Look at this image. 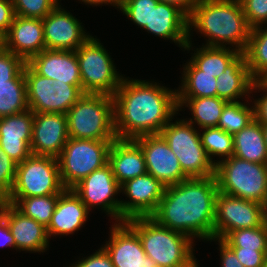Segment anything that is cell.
Here are the masks:
<instances>
[{
	"label": "cell",
	"mask_w": 267,
	"mask_h": 267,
	"mask_svg": "<svg viewBox=\"0 0 267 267\" xmlns=\"http://www.w3.org/2000/svg\"><path fill=\"white\" fill-rule=\"evenodd\" d=\"M117 139L159 134L179 111L177 89L145 80L123 78L113 95Z\"/></svg>",
	"instance_id": "obj_1"
},
{
	"label": "cell",
	"mask_w": 267,
	"mask_h": 267,
	"mask_svg": "<svg viewBox=\"0 0 267 267\" xmlns=\"http://www.w3.org/2000/svg\"><path fill=\"white\" fill-rule=\"evenodd\" d=\"M218 184L215 175L191 177L167 186L151 216L159 225L193 238H214Z\"/></svg>",
	"instance_id": "obj_2"
},
{
	"label": "cell",
	"mask_w": 267,
	"mask_h": 267,
	"mask_svg": "<svg viewBox=\"0 0 267 267\" xmlns=\"http://www.w3.org/2000/svg\"><path fill=\"white\" fill-rule=\"evenodd\" d=\"M188 27L189 37L193 27L208 38L205 46L228 44L240 53L245 52L251 32L240 0H197Z\"/></svg>",
	"instance_id": "obj_3"
},
{
	"label": "cell",
	"mask_w": 267,
	"mask_h": 267,
	"mask_svg": "<svg viewBox=\"0 0 267 267\" xmlns=\"http://www.w3.org/2000/svg\"><path fill=\"white\" fill-rule=\"evenodd\" d=\"M139 236L145 254L159 267H198L193 240L178 231L159 225L151 217L125 221Z\"/></svg>",
	"instance_id": "obj_4"
},
{
	"label": "cell",
	"mask_w": 267,
	"mask_h": 267,
	"mask_svg": "<svg viewBox=\"0 0 267 267\" xmlns=\"http://www.w3.org/2000/svg\"><path fill=\"white\" fill-rule=\"evenodd\" d=\"M70 138L116 140L114 100L106 94L84 93L66 113Z\"/></svg>",
	"instance_id": "obj_5"
},
{
	"label": "cell",
	"mask_w": 267,
	"mask_h": 267,
	"mask_svg": "<svg viewBox=\"0 0 267 267\" xmlns=\"http://www.w3.org/2000/svg\"><path fill=\"white\" fill-rule=\"evenodd\" d=\"M218 191L263 204L267 197V164L253 163L236 156L215 165Z\"/></svg>",
	"instance_id": "obj_6"
},
{
	"label": "cell",
	"mask_w": 267,
	"mask_h": 267,
	"mask_svg": "<svg viewBox=\"0 0 267 267\" xmlns=\"http://www.w3.org/2000/svg\"><path fill=\"white\" fill-rule=\"evenodd\" d=\"M187 120L170 122L160 131L171 151L179 160L181 169L189 177L215 175V164L202 145L200 133Z\"/></svg>",
	"instance_id": "obj_7"
},
{
	"label": "cell",
	"mask_w": 267,
	"mask_h": 267,
	"mask_svg": "<svg viewBox=\"0 0 267 267\" xmlns=\"http://www.w3.org/2000/svg\"><path fill=\"white\" fill-rule=\"evenodd\" d=\"M114 140L68 138L57 157L62 185L72 189L83 178L108 163V153Z\"/></svg>",
	"instance_id": "obj_8"
},
{
	"label": "cell",
	"mask_w": 267,
	"mask_h": 267,
	"mask_svg": "<svg viewBox=\"0 0 267 267\" xmlns=\"http://www.w3.org/2000/svg\"><path fill=\"white\" fill-rule=\"evenodd\" d=\"M75 52L84 93L113 96L124 77L118 74L111 56L99 40L91 36Z\"/></svg>",
	"instance_id": "obj_9"
},
{
	"label": "cell",
	"mask_w": 267,
	"mask_h": 267,
	"mask_svg": "<svg viewBox=\"0 0 267 267\" xmlns=\"http://www.w3.org/2000/svg\"><path fill=\"white\" fill-rule=\"evenodd\" d=\"M64 190L57 158L31 155L17 164L13 187L7 198L54 195Z\"/></svg>",
	"instance_id": "obj_10"
},
{
	"label": "cell",
	"mask_w": 267,
	"mask_h": 267,
	"mask_svg": "<svg viewBox=\"0 0 267 267\" xmlns=\"http://www.w3.org/2000/svg\"><path fill=\"white\" fill-rule=\"evenodd\" d=\"M27 102L33 112L63 113L84 95L82 87L40 76L27 63L24 66Z\"/></svg>",
	"instance_id": "obj_11"
},
{
	"label": "cell",
	"mask_w": 267,
	"mask_h": 267,
	"mask_svg": "<svg viewBox=\"0 0 267 267\" xmlns=\"http://www.w3.org/2000/svg\"><path fill=\"white\" fill-rule=\"evenodd\" d=\"M262 224V204L218 192L214 239H223L233 230L255 228Z\"/></svg>",
	"instance_id": "obj_12"
},
{
	"label": "cell",
	"mask_w": 267,
	"mask_h": 267,
	"mask_svg": "<svg viewBox=\"0 0 267 267\" xmlns=\"http://www.w3.org/2000/svg\"><path fill=\"white\" fill-rule=\"evenodd\" d=\"M72 189L89 210L99 206L107 215L117 219L115 222H121V201L114 198L121 193L120 184L109 163L83 178Z\"/></svg>",
	"instance_id": "obj_13"
},
{
	"label": "cell",
	"mask_w": 267,
	"mask_h": 267,
	"mask_svg": "<svg viewBox=\"0 0 267 267\" xmlns=\"http://www.w3.org/2000/svg\"><path fill=\"white\" fill-rule=\"evenodd\" d=\"M166 186L153 175L146 173L120 185L130 201L121 200V222L136 217H151L158 208Z\"/></svg>",
	"instance_id": "obj_14"
},
{
	"label": "cell",
	"mask_w": 267,
	"mask_h": 267,
	"mask_svg": "<svg viewBox=\"0 0 267 267\" xmlns=\"http://www.w3.org/2000/svg\"><path fill=\"white\" fill-rule=\"evenodd\" d=\"M142 149L147 173L163 185H176L189 177L181 169L176 155L160 134L142 135L133 139Z\"/></svg>",
	"instance_id": "obj_15"
},
{
	"label": "cell",
	"mask_w": 267,
	"mask_h": 267,
	"mask_svg": "<svg viewBox=\"0 0 267 267\" xmlns=\"http://www.w3.org/2000/svg\"><path fill=\"white\" fill-rule=\"evenodd\" d=\"M46 49L76 51L91 35L60 3L42 19Z\"/></svg>",
	"instance_id": "obj_16"
},
{
	"label": "cell",
	"mask_w": 267,
	"mask_h": 267,
	"mask_svg": "<svg viewBox=\"0 0 267 267\" xmlns=\"http://www.w3.org/2000/svg\"><path fill=\"white\" fill-rule=\"evenodd\" d=\"M68 138L66 114L34 112L30 145L32 155L57 158Z\"/></svg>",
	"instance_id": "obj_17"
},
{
	"label": "cell",
	"mask_w": 267,
	"mask_h": 267,
	"mask_svg": "<svg viewBox=\"0 0 267 267\" xmlns=\"http://www.w3.org/2000/svg\"><path fill=\"white\" fill-rule=\"evenodd\" d=\"M110 238L102 246L114 267H159L145 254L138 234L124 221L114 223Z\"/></svg>",
	"instance_id": "obj_18"
},
{
	"label": "cell",
	"mask_w": 267,
	"mask_h": 267,
	"mask_svg": "<svg viewBox=\"0 0 267 267\" xmlns=\"http://www.w3.org/2000/svg\"><path fill=\"white\" fill-rule=\"evenodd\" d=\"M0 44L27 63L33 56L46 49L42 20L15 15Z\"/></svg>",
	"instance_id": "obj_19"
},
{
	"label": "cell",
	"mask_w": 267,
	"mask_h": 267,
	"mask_svg": "<svg viewBox=\"0 0 267 267\" xmlns=\"http://www.w3.org/2000/svg\"><path fill=\"white\" fill-rule=\"evenodd\" d=\"M0 213L5 217L7 226L14 237L16 250L45 252L49 237L47 228L25 216L14 205L0 201Z\"/></svg>",
	"instance_id": "obj_20"
},
{
	"label": "cell",
	"mask_w": 267,
	"mask_h": 267,
	"mask_svg": "<svg viewBox=\"0 0 267 267\" xmlns=\"http://www.w3.org/2000/svg\"><path fill=\"white\" fill-rule=\"evenodd\" d=\"M33 120L34 112L30 109L0 118V146L17 164L32 155Z\"/></svg>",
	"instance_id": "obj_21"
},
{
	"label": "cell",
	"mask_w": 267,
	"mask_h": 267,
	"mask_svg": "<svg viewBox=\"0 0 267 267\" xmlns=\"http://www.w3.org/2000/svg\"><path fill=\"white\" fill-rule=\"evenodd\" d=\"M27 64L40 76L48 77L56 83L82 87L75 51L45 49L33 56Z\"/></svg>",
	"instance_id": "obj_22"
},
{
	"label": "cell",
	"mask_w": 267,
	"mask_h": 267,
	"mask_svg": "<svg viewBox=\"0 0 267 267\" xmlns=\"http://www.w3.org/2000/svg\"><path fill=\"white\" fill-rule=\"evenodd\" d=\"M148 33L160 38L170 39L184 50H190L188 17L177 7L158 2L151 10L150 27H144Z\"/></svg>",
	"instance_id": "obj_23"
},
{
	"label": "cell",
	"mask_w": 267,
	"mask_h": 267,
	"mask_svg": "<svg viewBox=\"0 0 267 267\" xmlns=\"http://www.w3.org/2000/svg\"><path fill=\"white\" fill-rule=\"evenodd\" d=\"M89 212L90 210L73 189H65L59 195L51 222L47 227L48 237L73 234L87 221Z\"/></svg>",
	"instance_id": "obj_24"
},
{
	"label": "cell",
	"mask_w": 267,
	"mask_h": 267,
	"mask_svg": "<svg viewBox=\"0 0 267 267\" xmlns=\"http://www.w3.org/2000/svg\"><path fill=\"white\" fill-rule=\"evenodd\" d=\"M108 163L120 185L147 173L144 153L133 139L114 140L109 149Z\"/></svg>",
	"instance_id": "obj_25"
},
{
	"label": "cell",
	"mask_w": 267,
	"mask_h": 267,
	"mask_svg": "<svg viewBox=\"0 0 267 267\" xmlns=\"http://www.w3.org/2000/svg\"><path fill=\"white\" fill-rule=\"evenodd\" d=\"M216 80L217 97L227 102H236L241 96H249L248 94L253 92L255 81L250 74L244 53H240L229 63Z\"/></svg>",
	"instance_id": "obj_26"
},
{
	"label": "cell",
	"mask_w": 267,
	"mask_h": 267,
	"mask_svg": "<svg viewBox=\"0 0 267 267\" xmlns=\"http://www.w3.org/2000/svg\"><path fill=\"white\" fill-rule=\"evenodd\" d=\"M233 142V156L253 163L267 164V146L264 141L263 124L256 119L234 134Z\"/></svg>",
	"instance_id": "obj_27"
},
{
	"label": "cell",
	"mask_w": 267,
	"mask_h": 267,
	"mask_svg": "<svg viewBox=\"0 0 267 267\" xmlns=\"http://www.w3.org/2000/svg\"><path fill=\"white\" fill-rule=\"evenodd\" d=\"M227 101L215 97L200 98H177L179 110L185 105L189 107L192 118L189 123L196 124L202 129L206 127H217L222 110Z\"/></svg>",
	"instance_id": "obj_28"
},
{
	"label": "cell",
	"mask_w": 267,
	"mask_h": 267,
	"mask_svg": "<svg viewBox=\"0 0 267 267\" xmlns=\"http://www.w3.org/2000/svg\"><path fill=\"white\" fill-rule=\"evenodd\" d=\"M181 85L177 90V98H200L217 96V80L199 70L190 60L183 67Z\"/></svg>",
	"instance_id": "obj_29"
},
{
	"label": "cell",
	"mask_w": 267,
	"mask_h": 267,
	"mask_svg": "<svg viewBox=\"0 0 267 267\" xmlns=\"http://www.w3.org/2000/svg\"><path fill=\"white\" fill-rule=\"evenodd\" d=\"M29 109L24 68L12 79L0 83V118Z\"/></svg>",
	"instance_id": "obj_30"
},
{
	"label": "cell",
	"mask_w": 267,
	"mask_h": 267,
	"mask_svg": "<svg viewBox=\"0 0 267 267\" xmlns=\"http://www.w3.org/2000/svg\"><path fill=\"white\" fill-rule=\"evenodd\" d=\"M203 47L196 48L194 55L190 58L191 62L199 69L213 75L215 78L220 76L227 65L231 63L240 52L235 48L228 47Z\"/></svg>",
	"instance_id": "obj_31"
},
{
	"label": "cell",
	"mask_w": 267,
	"mask_h": 267,
	"mask_svg": "<svg viewBox=\"0 0 267 267\" xmlns=\"http://www.w3.org/2000/svg\"><path fill=\"white\" fill-rule=\"evenodd\" d=\"M59 195L60 194L28 198H6L4 201L14 205L25 216L34 219L47 228L51 222Z\"/></svg>",
	"instance_id": "obj_32"
},
{
	"label": "cell",
	"mask_w": 267,
	"mask_h": 267,
	"mask_svg": "<svg viewBox=\"0 0 267 267\" xmlns=\"http://www.w3.org/2000/svg\"><path fill=\"white\" fill-rule=\"evenodd\" d=\"M251 29L248 45L244 52L250 74L255 80L267 70V27Z\"/></svg>",
	"instance_id": "obj_33"
},
{
	"label": "cell",
	"mask_w": 267,
	"mask_h": 267,
	"mask_svg": "<svg viewBox=\"0 0 267 267\" xmlns=\"http://www.w3.org/2000/svg\"><path fill=\"white\" fill-rule=\"evenodd\" d=\"M254 119V105L249 108L245 102H227L222 110L217 127L228 134L234 135Z\"/></svg>",
	"instance_id": "obj_34"
},
{
	"label": "cell",
	"mask_w": 267,
	"mask_h": 267,
	"mask_svg": "<svg viewBox=\"0 0 267 267\" xmlns=\"http://www.w3.org/2000/svg\"><path fill=\"white\" fill-rule=\"evenodd\" d=\"M200 138L204 149L210 160L216 165L212 156L222 157L221 159L230 158L234 154L233 135L228 134L218 127L202 128ZM224 157V158H223Z\"/></svg>",
	"instance_id": "obj_35"
},
{
	"label": "cell",
	"mask_w": 267,
	"mask_h": 267,
	"mask_svg": "<svg viewBox=\"0 0 267 267\" xmlns=\"http://www.w3.org/2000/svg\"><path fill=\"white\" fill-rule=\"evenodd\" d=\"M222 240L229 247L267 251V227L262 224L255 228L233 230Z\"/></svg>",
	"instance_id": "obj_36"
},
{
	"label": "cell",
	"mask_w": 267,
	"mask_h": 267,
	"mask_svg": "<svg viewBox=\"0 0 267 267\" xmlns=\"http://www.w3.org/2000/svg\"><path fill=\"white\" fill-rule=\"evenodd\" d=\"M158 0H121L119 9L142 29L150 27L151 10Z\"/></svg>",
	"instance_id": "obj_37"
},
{
	"label": "cell",
	"mask_w": 267,
	"mask_h": 267,
	"mask_svg": "<svg viewBox=\"0 0 267 267\" xmlns=\"http://www.w3.org/2000/svg\"><path fill=\"white\" fill-rule=\"evenodd\" d=\"M12 3L15 15L42 20L59 4V0H12Z\"/></svg>",
	"instance_id": "obj_38"
},
{
	"label": "cell",
	"mask_w": 267,
	"mask_h": 267,
	"mask_svg": "<svg viewBox=\"0 0 267 267\" xmlns=\"http://www.w3.org/2000/svg\"><path fill=\"white\" fill-rule=\"evenodd\" d=\"M17 163L0 146V201H4L13 187Z\"/></svg>",
	"instance_id": "obj_39"
},
{
	"label": "cell",
	"mask_w": 267,
	"mask_h": 267,
	"mask_svg": "<svg viewBox=\"0 0 267 267\" xmlns=\"http://www.w3.org/2000/svg\"><path fill=\"white\" fill-rule=\"evenodd\" d=\"M25 64L26 62L21 57L0 44V83L12 80L24 68Z\"/></svg>",
	"instance_id": "obj_40"
},
{
	"label": "cell",
	"mask_w": 267,
	"mask_h": 267,
	"mask_svg": "<svg viewBox=\"0 0 267 267\" xmlns=\"http://www.w3.org/2000/svg\"><path fill=\"white\" fill-rule=\"evenodd\" d=\"M240 2L251 29L267 24V0H240Z\"/></svg>",
	"instance_id": "obj_41"
},
{
	"label": "cell",
	"mask_w": 267,
	"mask_h": 267,
	"mask_svg": "<svg viewBox=\"0 0 267 267\" xmlns=\"http://www.w3.org/2000/svg\"><path fill=\"white\" fill-rule=\"evenodd\" d=\"M237 259L244 267H264L267 251L256 249H242L241 247H230Z\"/></svg>",
	"instance_id": "obj_42"
},
{
	"label": "cell",
	"mask_w": 267,
	"mask_h": 267,
	"mask_svg": "<svg viewBox=\"0 0 267 267\" xmlns=\"http://www.w3.org/2000/svg\"><path fill=\"white\" fill-rule=\"evenodd\" d=\"M69 267H114V265L109 254L101 247L94 254L86 259L82 258L81 261L79 260Z\"/></svg>",
	"instance_id": "obj_43"
},
{
	"label": "cell",
	"mask_w": 267,
	"mask_h": 267,
	"mask_svg": "<svg viewBox=\"0 0 267 267\" xmlns=\"http://www.w3.org/2000/svg\"><path fill=\"white\" fill-rule=\"evenodd\" d=\"M14 17L12 0H0V40L8 32Z\"/></svg>",
	"instance_id": "obj_44"
},
{
	"label": "cell",
	"mask_w": 267,
	"mask_h": 267,
	"mask_svg": "<svg viewBox=\"0 0 267 267\" xmlns=\"http://www.w3.org/2000/svg\"><path fill=\"white\" fill-rule=\"evenodd\" d=\"M216 240L219 242L220 249V261L221 267H244L237 259L234 251L222 240V239H211L208 241Z\"/></svg>",
	"instance_id": "obj_45"
},
{
	"label": "cell",
	"mask_w": 267,
	"mask_h": 267,
	"mask_svg": "<svg viewBox=\"0 0 267 267\" xmlns=\"http://www.w3.org/2000/svg\"><path fill=\"white\" fill-rule=\"evenodd\" d=\"M5 246L16 249L14 237L7 226L5 217L0 213V247Z\"/></svg>",
	"instance_id": "obj_46"
},
{
	"label": "cell",
	"mask_w": 267,
	"mask_h": 267,
	"mask_svg": "<svg viewBox=\"0 0 267 267\" xmlns=\"http://www.w3.org/2000/svg\"><path fill=\"white\" fill-rule=\"evenodd\" d=\"M254 100V116L261 124H267V93Z\"/></svg>",
	"instance_id": "obj_47"
},
{
	"label": "cell",
	"mask_w": 267,
	"mask_h": 267,
	"mask_svg": "<svg viewBox=\"0 0 267 267\" xmlns=\"http://www.w3.org/2000/svg\"><path fill=\"white\" fill-rule=\"evenodd\" d=\"M180 9L188 18L193 13L197 0H158Z\"/></svg>",
	"instance_id": "obj_48"
},
{
	"label": "cell",
	"mask_w": 267,
	"mask_h": 267,
	"mask_svg": "<svg viewBox=\"0 0 267 267\" xmlns=\"http://www.w3.org/2000/svg\"><path fill=\"white\" fill-rule=\"evenodd\" d=\"M254 90H259L267 93V70L255 79L252 87V91Z\"/></svg>",
	"instance_id": "obj_49"
},
{
	"label": "cell",
	"mask_w": 267,
	"mask_h": 267,
	"mask_svg": "<svg viewBox=\"0 0 267 267\" xmlns=\"http://www.w3.org/2000/svg\"><path fill=\"white\" fill-rule=\"evenodd\" d=\"M82 1L83 3L85 4H90V5H102V4H110V5H113L115 7H117L119 9V6H120V1L121 0H80Z\"/></svg>",
	"instance_id": "obj_50"
},
{
	"label": "cell",
	"mask_w": 267,
	"mask_h": 267,
	"mask_svg": "<svg viewBox=\"0 0 267 267\" xmlns=\"http://www.w3.org/2000/svg\"><path fill=\"white\" fill-rule=\"evenodd\" d=\"M263 224L267 227V197L262 204Z\"/></svg>",
	"instance_id": "obj_51"
},
{
	"label": "cell",
	"mask_w": 267,
	"mask_h": 267,
	"mask_svg": "<svg viewBox=\"0 0 267 267\" xmlns=\"http://www.w3.org/2000/svg\"><path fill=\"white\" fill-rule=\"evenodd\" d=\"M263 129H264V141L265 145L267 146V124H263Z\"/></svg>",
	"instance_id": "obj_52"
},
{
	"label": "cell",
	"mask_w": 267,
	"mask_h": 267,
	"mask_svg": "<svg viewBox=\"0 0 267 267\" xmlns=\"http://www.w3.org/2000/svg\"><path fill=\"white\" fill-rule=\"evenodd\" d=\"M264 267H267V255H266V258H265Z\"/></svg>",
	"instance_id": "obj_53"
}]
</instances>
